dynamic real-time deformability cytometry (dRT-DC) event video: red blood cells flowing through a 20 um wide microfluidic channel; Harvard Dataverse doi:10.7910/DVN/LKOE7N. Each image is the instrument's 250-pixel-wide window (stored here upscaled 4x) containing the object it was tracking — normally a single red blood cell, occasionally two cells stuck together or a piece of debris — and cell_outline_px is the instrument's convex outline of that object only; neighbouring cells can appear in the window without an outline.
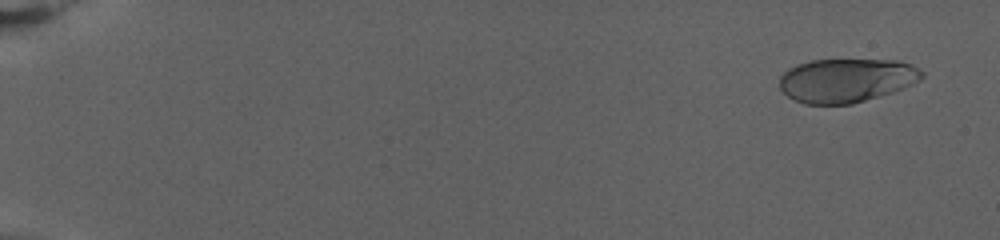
{"species": "human", "species_latin": "Homo sapiens", "temperature_condition": "warm", "stored_images_in_passage": 15, "camera_frame_rate_fps": 3000, "um_per_image_px": 0.085, "donor": {"sex": "female"}, "frame": {"image": 1, "passage_image": 4, "time_ms": 1.0, "image_size_px": [1000, 240], "cell_outline_px": [[924, 76], [920, 80], [912, 84], [892, 92], [852, 104], [804, 104], [788, 96], [780, 88], [780, 76], [788, 68], [812, 60], [900, 60], [912, 64], [920, 68], [924, 72]], "centroid_in_image_um": [71.98, 6.82], "position_along_channel_um": 13.0, "area_um2": 36.36}}